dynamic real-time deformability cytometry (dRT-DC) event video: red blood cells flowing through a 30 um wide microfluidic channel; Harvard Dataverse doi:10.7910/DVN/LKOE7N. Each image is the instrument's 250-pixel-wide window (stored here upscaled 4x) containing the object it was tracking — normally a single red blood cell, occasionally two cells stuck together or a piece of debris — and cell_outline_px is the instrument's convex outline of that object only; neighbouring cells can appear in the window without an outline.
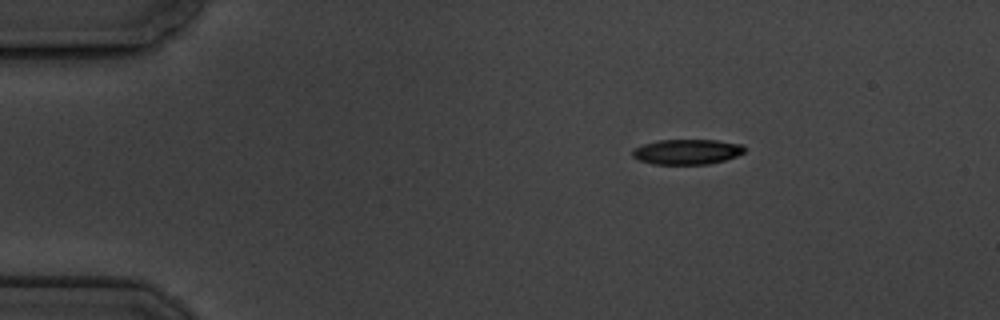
{"species": "common noctule bat (a hibernating species)", "species_latin": "Nyctalus noctula", "temperature_condition": "cold", "stored_images_in_passage": 13, "camera_frame_rate_fps": 3000, "um_per_image_px": 0.085, "animal": {"sex": "male", "body_mass_g": 19.5, "forearm_length_mm": 54.6}, "frame": {"image": 1, "passage_image": 1, "time_ms": 0.0, "image_size_px": [1000, 320], "cell_outline_px": [[744, 152], [736, 156], [724, 160], [708, 164], [652, 164], [640, 160], [632, 156], [632, 148], [644, 144], [660, 140], [716, 140], [744, 144]], "centroid_in_image_um": [58.39, 12.9], "position_along_channel_um": 26.6, "area_um2": 16.42}}
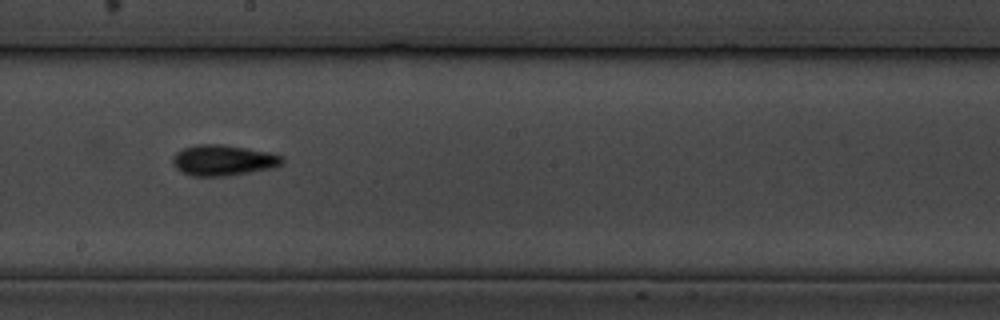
{"frame": {"image": 2, "passage_image": 7, "time_ms": 7.667, "image_size_px": [1000, 320], "cell_outline_px": [[284, 164], [272, 168], [252, 172], [228, 176], [192, 176], [180, 172], [172, 164], [172, 156], [176, 152], [184, 148], [196, 144], [224, 144], [248, 148], [268, 152], [284, 156]], "centroid_in_image_um": [18.97, 13.62], "position_along_channel_um": 229.2, "area_um2": 20.0}}
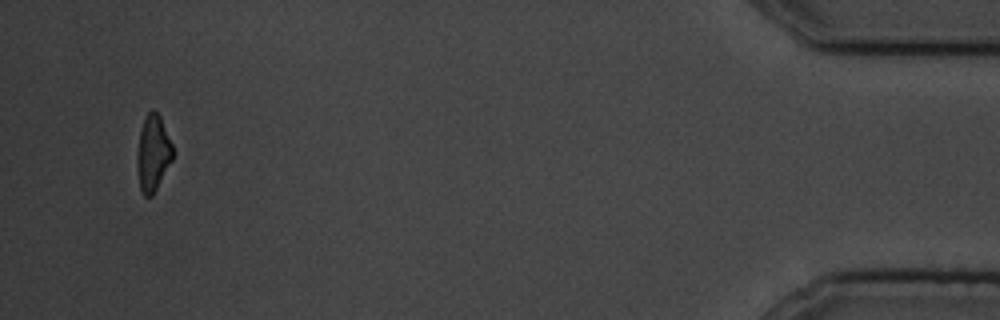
{"frame": {"image": 3, "passage_image": 13, "time_ms": 15.333, "image_size_px": [1000, 320], "cell_outline_px": [[172, 160], [152, 196], [144, 196], [140, 188], [136, 156], [140, 132], [144, 120], [148, 112], [152, 108], [160, 116], [172, 144]], "centroid_in_image_um": [13.0, 13.01], "position_along_channel_um": 422.2, "area_um2": 15.49}, "authors_computed_cell_mechanics": {"area_um2": 17.7446, "velocity_mm_per_s": 3.4992, "shape_relaxation_time_tau1_ms": 3.2685, "shape_relaxation_time_tau2_ms": 3.0953, "deformation_change_tau1": 0.1016, "deformation_change_tau2": 0.0826}}